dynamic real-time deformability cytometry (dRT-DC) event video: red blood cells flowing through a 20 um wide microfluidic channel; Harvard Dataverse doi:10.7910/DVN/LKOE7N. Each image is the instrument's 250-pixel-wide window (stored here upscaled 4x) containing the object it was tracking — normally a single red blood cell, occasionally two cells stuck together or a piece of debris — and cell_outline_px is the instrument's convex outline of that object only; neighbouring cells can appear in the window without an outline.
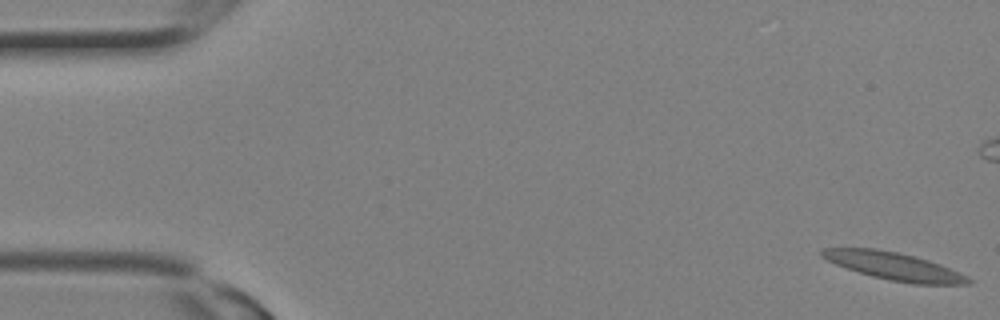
{"species": "Egyptian fruit bat (a non-hibernating species)", "species_latin": "Rousettus aegyptiacus", "temperature_condition": "room temperature", "stored_images_in_passage": 3, "camera_frame_rate_fps": 3000, "um_per_image_px": 0.085, "animal": {"sex": "female"}, "frame": {"image": 1, "passage_image": 1, "time_ms": 0.0, "image_size_px": [1000, 320], "cell_outline_px": [[972, 284], [912, 284], [872, 276], [836, 264], [820, 256], [820, 248], [876, 248], [896, 252], [928, 260], [940, 264], [960, 272], [968, 276], [972, 280]], "centroid_in_image_um": [76.02, 22.62], "position_along_channel_um": 9.0, "area_um2": 23.35}}